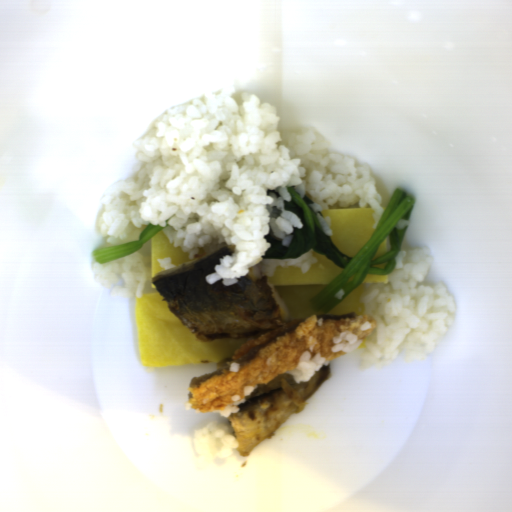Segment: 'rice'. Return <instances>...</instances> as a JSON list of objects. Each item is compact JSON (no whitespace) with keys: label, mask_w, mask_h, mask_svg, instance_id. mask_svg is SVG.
I'll list each match as a JSON object with an SVG mask.
<instances>
[{"label":"rice","mask_w":512,"mask_h":512,"mask_svg":"<svg viewBox=\"0 0 512 512\" xmlns=\"http://www.w3.org/2000/svg\"><path fill=\"white\" fill-rule=\"evenodd\" d=\"M277 106L235 85L170 109L133 145L139 168L104 190L98 228L106 244L139 240L150 225L194 259L228 246L206 283L224 285L247 275L274 276L279 268L307 274L314 249L291 259H264L270 232L289 246L299 217L285 209L288 187L308 196L324 234L332 238L324 210L370 206L373 230L383 199L369 168L338 155L316 129L279 131Z\"/></svg>","instance_id":"652b925c"},{"label":"rice","mask_w":512,"mask_h":512,"mask_svg":"<svg viewBox=\"0 0 512 512\" xmlns=\"http://www.w3.org/2000/svg\"><path fill=\"white\" fill-rule=\"evenodd\" d=\"M435 257L427 247L400 251L388 282L364 293L363 316L377 324L360 359L361 370H379L395 361L429 357L454 323V296L442 283L426 278Z\"/></svg>","instance_id":"023b6e5f"},{"label":"rice","mask_w":512,"mask_h":512,"mask_svg":"<svg viewBox=\"0 0 512 512\" xmlns=\"http://www.w3.org/2000/svg\"><path fill=\"white\" fill-rule=\"evenodd\" d=\"M92 274L102 287L112 288L111 297H142L152 279L151 258L138 251L107 263H92Z\"/></svg>","instance_id":"8eca5e8b"},{"label":"rice","mask_w":512,"mask_h":512,"mask_svg":"<svg viewBox=\"0 0 512 512\" xmlns=\"http://www.w3.org/2000/svg\"><path fill=\"white\" fill-rule=\"evenodd\" d=\"M193 441L201 459L209 463L227 459L239 445L229 424L220 421H213L205 428H198L194 432Z\"/></svg>","instance_id":"acb35da6"},{"label":"rice","mask_w":512,"mask_h":512,"mask_svg":"<svg viewBox=\"0 0 512 512\" xmlns=\"http://www.w3.org/2000/svg\"><path fill=\"white\" fill-rule=\"evenodd\" d=\"M329 361L323 359L322 354L312 355L311 351H306L298 359L293 370H289L287 373H291L294 382L301 383L306 382L314 376L316 372L321 370L322 366L328 367Z\"/></svg>","instance_id":"b023fe2a"},{"label":"rice","mask_w":512,"mask_h":512,"mask_svg":"<svg viewBox=\"0 0 512 512\" xmlns=\"http://www.w3.org/2000/svg\"><path fill=\"white\" fill-rule=\"evenodd\" d=\"M333 347L331 348L332 353L343 351L346 354L352 353L358 349L363 340H359V337L354 335L351 330H346L344 333H340L333 338Z\"/></svg>","instance_id":"e3fd555f"},{"label":"rice","mask_w":512,"mask_h":512,"mask_svg":"<svg viewBox=\"0 0 512 512\" xmlns=\"http://www.w3.org/2000/svg\"><path fill=\"white\" fill-rule=\"evenodd\" d=\"M258 387L256 386H246L245 388H243V391H244V396L243 398L241 396H233V399L232 401H234L235 403L223 408V409H213V411L211 413H219L220 415H222L224 418H227L229 415L231 414H235V413H238L240 412V409H239V406L241 404H244L245 401L247 400V396L250 395L251 393H253Z\"/></svg>","instance_id":"a3056103"},{"label":"rice","mask_w":512,"mask_h":512,"mask_svg":"<svg viewBox=\"0 0 512 512\" xmlns=\"http://www.w3.org/2000/svg\"><path fill=\"white\" fill-rule=\"evenodd\" d=\"M157 260L159 262L160 268H164L165 271L170 268H175V266H176L172 263V258L170 256L164 257L162 259H157Z\"/></svg>","instance_id":"f2f60c81"},{"label":"rice","mask_w":512,"mask_h":512,"mask_svg":"<svg viewBox=\"0 0 512 512\" xmlns=\"http://www.w3.org/2000/svg\"><path fill=\"white\" fill-rule=\"evenodd\" d=\"M411 225L410 219H399L395 224L397 230H402L404 227Z\"/></svg>","instance_id":"0b520998"},{"label":"rice","mask_w":512,"mask_h":512,"mask_svg":"<svg viewBox=\"0 0 512 512\" xmlns=\"http://www.w3.org/2000/svg\"><path fill=\"white\" fill-rule=\"evenodd\" d=\"M229 370L232 372V373H239V370H240V363H230L229 365Z\"/></svg>","instance_id":"e7b20468"},{"label":"rice","mask_w":512,"mask_h":512,"mask_svg":"<svg viewBox=\"0 0 512 512\" xmlns=\"http://www.w3.org/2000/svg\"><path fill=\"white\" fill-rule=\"evenodd\" d=\"M372 324L369 322V321H366L364 322L361 326H360V329L361 330H368V329H371L372 328Z\"/></svg>","instance_id":"d2b440a0"},{"label":"rice","mask_w":512,"mask_h":512,"mask_svg":"<svg viewBox=\"0 0 512 512\" xmlns=\"http://www.w3.org/2000/svg\"><path fill=\"white\" fill-rule=\"evenodd\" d=\"M343 295H345V292L343 289H339L335 294H334V297L337 299V300H341Z\"/></svg>","instance_id":"50a67109"}]
</instances>
